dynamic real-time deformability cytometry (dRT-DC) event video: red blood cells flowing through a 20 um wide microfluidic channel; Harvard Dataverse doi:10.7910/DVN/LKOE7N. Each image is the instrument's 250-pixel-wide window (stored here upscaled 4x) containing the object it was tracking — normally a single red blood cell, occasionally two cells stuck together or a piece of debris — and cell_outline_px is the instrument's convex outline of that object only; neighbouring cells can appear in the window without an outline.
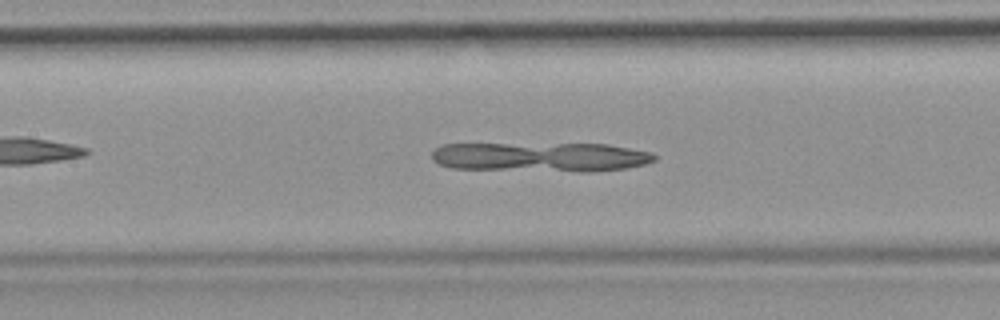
{"species": "common noctule bat (a hibernating species)", "species_latin": "Nyctalus noctula", "temperature_condition": "room temperature", "stored_images_in_passage": 49, "camera_frame_rate_fps": 3000, "um_per_image_px": 0.085, "animal": {"sex": "female", "body_mass_g": 19.9}, "frame": {"image": 1, "passage_image": 22, "time_ms": 7.0, "image_size_px": [1000, 320], "cell_outline_px": [[656, 160], [644, 164], [624, 168], [592, 172], [580, 172], [452, 168], [440, 164], [432, 160], [432, 152], [436, 148], [444, 144], [608, 144], [652, 152], [656, 156]], "centroid_in_image_um": [45.98, 13.35], "position_along_channel_um": 161.4, "area_um2": 38.32}}